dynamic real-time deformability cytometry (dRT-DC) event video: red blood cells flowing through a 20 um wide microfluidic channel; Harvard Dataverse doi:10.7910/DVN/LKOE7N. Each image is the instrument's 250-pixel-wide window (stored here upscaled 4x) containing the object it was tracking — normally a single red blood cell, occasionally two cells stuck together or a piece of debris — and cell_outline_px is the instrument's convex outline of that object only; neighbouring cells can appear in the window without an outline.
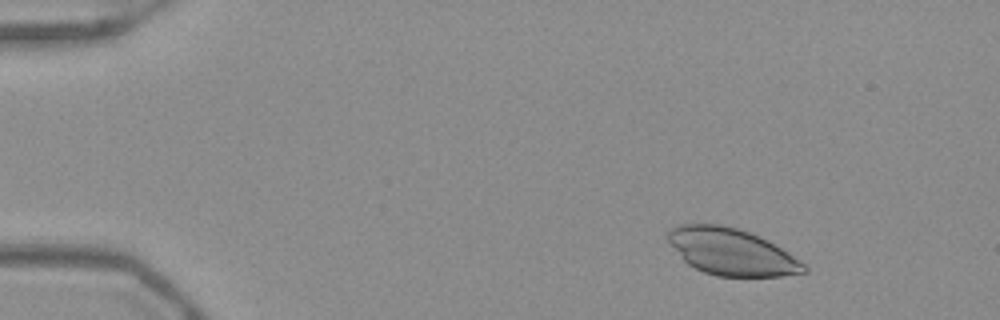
{"species": "Egyptian fruit bat (a non-hibernating species)", "species_latin": "Rousettus aegyptiacus", "temperature_condition": "warm", "stored_images_in_passage": 51, "camera_frame_rate_fps": 3000, "um_per_image_px": 0.085, "frame": {"image": 1, "passage_image": 6, "time_ms": 1.667, "image_size_px": [1000, 320], "cell_outline_px": [[808, 272], [780, 276], [716, 276], [704, 272], [688, 264], [684, 260], [668, 240], [668, 228], [680, 224], [720, 224], [736, 228], [748, 232], [788, 252], [804, 264], [808, 268]], "centroid_in_image_um": [62.16, 21.41], "position_along_channel_um": 22.8, "area_um2": 36.41}}